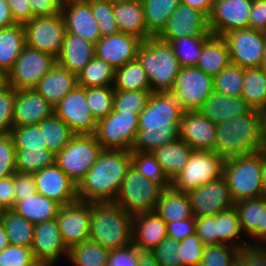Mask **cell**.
<instances>
[{
  "instance_id": "cell-1",
  "label": "cell",
  "mask_w": 266,
  "mask_h": 266,
  "mask_svg": "<svg viewBox=\"0 0 266 266\" xmlns=\"http://www.w3.org/2000/svg\"><path fill=\"white\" fill-rule=\"evenodd\" d=\"M131 167V151L103 149L77 185L78 200L114 202Z\"/></svg>"
},
{
  "instance_id": "cell-2",
  "label": "cell",
  "mask_w": 266,
  "mask_h": 266,
  "mask_svg": "<svg viewBox=\"0 0 266 266\" xmlns=\"http://www.w3.org/2000/svg\"><path fill=\"white\" fill-rule=\"evenodd\" d=\"M89 240L109 251L132 244L133 216L115 202H92Z\"/></svg>"
},
{
  "instance_id": "cell-3",
  "label": "cell",
  "mask_w": 266,
  "mask_h": 266,
  "mask_svg": "<svg viewBox=\"0 0 266 266\" xmlns=\"http://www.w3.org/2000/svg\"><path fill=\"white\" fill-rule=\"evenodd\" d=\"M263 150L258 110L216 124L215 152L224 158Z\"/></svg>"
},
{
  "instance_id": "cell-4",
  "label": "cell",
  "mask_w": 266,
  "mask_h": 266,
  "mask_svg": "<svg viewBox=\"0 0 266 266\" xmlns=\"http://www.w3.org/2000/svg\"><path fill=\"white\" fill-rule=\"evenodd\" d=\"M137 59L146 71L152 92H170L180 71L172 46L157 37L140 44Z\"/></svg>"
},
{
  "instance_id": "cell-5",
  "label": "cell",
  "mask_w": 266,
  "mask_h": 266,
  "mask_svg": "<svg viewBox=\"0 0 266 266\" xmlns=\"http://www.w3.org/2000/svg\"><path fill=\"white\" fill-rule=\"evenodd\" d=\"M261 168L262 150L225 158L223 177L234 202L264 195Z\"/></svg>"
},
{
  "instance_id": "cell-6",
  "label": "cell",
  "mask_w": 266,
  "mask_h": 266,
  "mask_svg": "<svg viewBox=\"0 0 266 266\" xmlns=\"http://www.w3.org/2000/svg\"><path fill=\"white\" fill-rule=\"evenodd\" d=\"M102 150L95 134H75L69 143L55 154V163L78 185Z\"/></svg>"
},
{
  "instance_id": "cell-7",
  "label": "cell",
  "mask_w": 266,
  "mask_h": 266,
  "mask_svg": "<svg viewBox=\"0 0 266 266\" xmlns=\"http://www.w3.org/2000/svg\"><path fill=\"white\" fill-rule=\"evenodd\" d=\"M163 189L160 184L145 178L131 166L114 202L131 216L153 212Z\"/></svg>"
},
{
  "instance_id": "cell-8",
  "label": "cell",
  "mask_w": 266,
  "mask_h": 266,
  "mask_svg": "<svg viewBox=\"0 0 266 266\" xmlns=\"http://www.w3.org/2000/svg\"><path fill=\"white\" fill-rule=\"evenodd\" d=\"M225 158L215 151L193 150L188 163L171 181V186L185 193L223 176Z\"/></svg>"
},
{
  "instance_id": "cell-9",
  "label": "cell",
  "mask_w": 266,
  "mask_h": 266,
  "mask_svg": "<svg viewBox=\"0 0 266 266\" xmlns=\"http://www.w3.org/2000/svg\"><path fill=\"white\" fill-rule=\"evenodd\" d=\"M213 92V77L196 66L180 68L170 91L183 111H199Z\"/></svg>"
},
{
  "instance_id": "cell-10",
  "label": "cell",
  "mask_w": 266,
  "mask_h": 266,
  "mask_svg": "<svg viewBox=\"0 0 266 266\" xmlns=\"http://www.w3.org/2000/svg\"><path fill=\"white\" fill-rule=\"evenodd\" d=\"M137 113L111 111L97 121L95 136L102 149L131 151L138 131Z\"/></svg>"
},
{
  "instance_id": "cell-11",
  "label": "cell",
  "mask_w": 266,
  "mask_h": 266,
  "mask_svg": "<svg viewBox=\"0 0 266 266\" xmlns=\"http://www.w3.org/2000/svg\"><path fill=\"white\" fill-rule=\"evenodd\" d=\"M183 110L170 92H152L138 118V130H179Z\"/></svg>"
},
{
  "instance_id": "cell-12",
  "label": "cell",
  "mask_w": 266,
  "mask_h": 266,
  "mask_svg": "<svg viewBox=\"0 0 266 266\" xmlns=\"http://www.w3.org/2000/svg\"><path fill=\"white\" fill-rule=\"evenodd\" d=\"M55 64V57L25 45L7 74V84L15 90L33 89Z\"/></svg>"
},
{
  "instance_id": "cell-13",
  "label": "cell",
  "mask_w": 266,
  "mask_h": 266,
  "mask_svg": "<svg viewBox=\"0 0 266 266\" xmlns=\"http://www.w3.org/2000/svg\"><path fill=\"white\" fill-rule=\"evenodd\" d=\"M228 45L231 64L242 68L261 67L266 33L251 28L235 29L222 36Z\"/></svg>"
},
{
  "instance_id": "cell-14",
  "label": "cell",
  "mask_w": 266,
  "mask_h": 266,
  "mask_svg": "<svg viewBox=\"0 0 266 266\" xmlns=\"http://www.w3.org/2000/svg\"><path fill=\"white\" fill-rule=\"evenodd\" d=\"M23 27L26 45L57 58L66 34L62 13L34 17Z\"/></svg>"
},
{
  "instance_id": "cell-15",
  "label": "cell",
  "mask_w": 266,
  "mask_h": 266,
  "mask_svg": "<svg viewBox=\"0 0 266 266\" xmlns=\"http://www.w3.org/2000/svg\"><path fill=\"white\" fill-rule=\"evenodd\" d=\"M54 113L75 134H95L97 121L86 101V88L76 85L55 107Z\"/></svg>"
},
{
  "instance_id": "cell-16",
  "label": "cell",
  "mask_w": 266,
  "mask_h": 266,
  "mask_svg": "<svg viewBox=\"0 0 266 266\" xmlns=\"http://www.w3.org/2000/svg\"><path fill=\"white\" fill-rule=\"evenodd\" d=\"M208 17L201 11L179 3L171 13L158 39L170 43L186 36H211Z\"/></svg>"
},
{
  "instance_id": "cell-17",
  "label": "cell",
  "mask_w": 266,
  "mask_h": 266,
  "mask_svg": "<svg viewBox=\"0 0 266 266\" xmlns=\"http://www.w3.org/2000/svg\"><path fill=\"white\" fill-rule=\"evenodd\" d=\"M253 0H214L208 16L212 35L223 36L235 29L248 28Z\"/></svg>"
},
{
  "instance_id": "cell-18",
  "label": "cell",
  "mask_w": 266,
  "mask_h": 266,
  "mask_svg": "<svg viewBox=\"0 0 266 266\" xmlns=\"http://www.w3.org/2000/svg\"><path fill=\"white\" fill-rule=\"evenodd\" d=\"M193 216H214L234 207L227 182L221 178L188 193Z\"/></svg>"
},
{
  "instance_id": "cell-19",
  "label": "cell",
  "mask_w": 266,
  "mask_h": 266,
  "mask_svg": "<svg viewBox=\"0 0 266 266\" xmlns=\"http://www.w3.org/2000/svg\"><path fill=\"white\" fill-rule=\"evenodd\" d=\"M90 217V202L77 200L60 207L56 220L68 249L89 239Z\"/></svg>"
},
{
  "instance_id": "cell-20",
  "label": "cell",
  "mask_w": 266,
  "mask_h": 266,
  "mask_svg": "<svg viewBox=\"0 0 266 266\" xmlns=\"http://www.w3.org/2000/svg\"><path fill=\"white\" fill-rule=\"evenodd\" d=\"M36 192L55 201L61 206L78 200L77 184H75L54 163L33 174Z\"/></svg>"
},
{
  "instance_id": "cell-21",
  "label": "cell",
  "mask_w": 266,
  "mask_h": 266,
  "mask_svg": "<svg viewBox=\"0 0 266 266\" xmlns=\"http://www.w3.org/2000/svg\"><path fill=\"white\" fill-rule=\"evenodd\" d=\"M31 249L35 259L51 266H55L62 256L68 257V248L63 242L56 218L35 224Z\"/></svg>"
},
{
  "instance_id": "cell-22",
  "label": "cell",
  "mask_w": 266,
  "mask_h": 266,
  "mask_svg": "<svg viewBox=\"0 0 266 266\" xmlns=\"http://www.w3.org/2000/svg\"><path fill=\"white\" fill-rule=\"evenodd\" d=\"M61 13L66 32L78 35L93 44L101 38L98 21L93 16L87 0H63Z\"/></svg>"
},
{
  "instance_id": "cell-23",
  "label": "cell",
  "mask_w": 266,
  "mask_h": 266,
  "mask_svg": "<svg viewBox=\"0 0 266 266\" xmlns=\"http://www.w3.org/2000/svg\"><path fill=\"white\" fill-rule=\"evenodd\" d=\"M143 41L136 36L119 32L101 37L95 44V56L112 67L119 68L137 59L138 49Z\"/></svg>"
},
{
  "instance_id": "cell-24",
  "label": "cell",
  "mask_w": 266,
  "mask_h": 266,
  "mask_svg": "<svg viewBox=\"0 0 266 266\" xmlns=\"http://www.w3.org/2000/svg\"><path fill=\"white\" fill-rule=\"evenodd\" d=\"M179 138L193 150L215 151L216 124L212 123L200 111H183Z\"/></svg>"
},
{
  "instance_id": "cell-25",
  "label": "cell",
  "mask_w": 266,
  "mask_h": 266,
  "mask_svg": "<svg viewBox=\"0 0 266 266\" xmlns=\"http://www.w3.org/2000/svg\"><path fill=\"white\" fill-rule=\"evenodd\" d=\"M53 114L54 106L34 89L15 90L13 127L38 124Z\"/></svg>"
},
{
  "instance_id": "cell-26",
  "label": "cell",
  "mask_w": 266,
  "mask_h": 266,
  "mask_svg": "<svg viewBox=\"0 0 266 266\" xmlns=\"http://www.w3.org/2000/svg\"><path fill=\"white\" fill-rule=\"evenodd\" d=\"M167 224L155 212L133 216L132 243L141 252L153 251L167 237Z\"/></svg>"
},
{
  "instance_id": "cell-27",
  "label": "cell",
  "mask_w": 266,
  "mask_h": 266,
  "mask_svg": "<svg viewBox=\"0 0 266 266\" xmlns=\"http://www.w3.org/2000/svg\"><path fill=\"white\" fill-rule=\"evenodd\" d=\"M95 44L66 32L56 64L76 75L93 59Z\"/></svg>"
},
{
  "instance_id": "cell-28",
  "label": "cell",
  "mask_w": 266,
  "mask_h": 266,
  "mask_svg": "<svg viewBox=\"0 0 266 266\" xmlns=\"http://www.w3.org/2000/svg\"><path fill=\"white\" fill-rule=\"evenodd\" d=\"M76 85L77 75L55 64L33 89L55 107Z\"/></svg>"
},
{
  "instance_id": "cell-29",
  "label": "cell",
  "mask_w": 266,
  "mask_h": 266,
  "mask_svg": "<svg viewBox=\"0 0 266 266\" xmlns=\"http://www.w3.org/2000/svg\"><path fill=\"white\" fill-rule=\"evenodd\" d=\"M252 108L241 96L213 92L199 110L212 123L219 124L248 113Z\"/></svg>"
},
{
  "instance_id": "cell-30",
  "label": "cell",
  "mask_w": 266,
  "mask_h": 266,
  "mask_svg": "<svg viewBox=\"0 0 266 266\" xmlns=\"http://www.w3.org/2000/svg\"><path fill=\"white\" fill-rule=\"evenodd\" d=\"M113 13L120 32L142 41L152 37L147 31L142 1L113 2Z\"/></svg>"
},
{
  "instance_id": "cell-31",
  "label": "cell",
  "mask_w": 266,
  "mask_h": 266,
  "mask_svg": "<svg viewBox=\"0 0 266 266\" xmlns=\"http://www.w3.org/2000/svg\"><path fill=\"white\" fill-rule=\"evenodd\" d=\"M230 64L231 59L226 40L222 36L211 35L204 42L196 67L214 78Z\"/></svg>"
},
{
  "instance_id": "cell-32",
  "label": "cell",
  "mask_w": 266,
  "mask_h": 266,
  "mask_svg": "<svg viewBox=\"0 0 266 266\" xmlns=\"http://www.w3.org/2000/svg\"><path fill=\"white\" fill-rule=\"evenodd\" d=\"M154 211L166 224L193 217L188 194L172 186L162 190Z\"/></svg>"
},
{
  "instance_id": "cell-33",
  "label": "cell",
  "mask_w": 266,
  "mask_h": 266,
  "mask_svg": "<svg viewBox=\"0 0 266 266\" xmlns=\"http://www.w3.org/2000/svg\"><path fill=\"white\" fill-rule=\"evenodd\" d=\"M193 148L181 138L155 149L152 154L172 181L188 163Z\"/></svg>"
},
{
  "instance_id": "cell-34",
  "label": "cell",
  "mask_w": 266,
  "mask_h": 266,
  "mask_svg": "<svg viewBox=\"0 0 266 266\" xmlns=\"http://www.w3.org/2000/svg\"><path fill=\"white\" fill-rule=\"evenodd\" d=\"M60 207V204L36 192L22 201H15L12 210L35 225L56 218Z\"/></svg>"
},
{
  "instance_id": "cell-35",
  "label": "cell",
  "mask_w": 266,
  "mask_h": 266,
  "mask_svg": "<svg viewBox=\"0 0 266 266\" xmlns=\"http://www.w3.org/2000/svg\"><path fill=\"white\" fill-rule=\"evenodd\" d=\"M25 45L23 24L0 29V69L5 74L13 68Z\"/></svg>"
},
{
  "instance_id": "cell-36",
  "label": "cell",
  "mask_w": 266,
  "mask_h": 266,
  "mask_svg": "<svg viewBox=\"0 0 266 266\" xmlns=\"http://www.w3.org/2000/svg\"><path fill=\"white\" fill-rule=\"evenodd\" d=\"M234 208L237 211L244 235L247 238H254L256 242L252 245H257L258 226H262L263 211L265 210V195L235 201Z\"/></svg>"
},
{
  "instance_id": "cell-37",
  "label": "cell",
  "mask_w": 266,
  "mask_h": 266,
  "mask_svg": "<svg viewBox=\"0 0 266 266\" xmlns=\"http://www.w3.org/2000/svg\"><path fill=\"white\" fill-rule=\"evenodd\" d=\"M241 97L255 110L266 107V70L262 67L245 68Z\"/></svg>"
},
{
  "instance_id": "cell-38",
  "label": "cell",
  "mask_w": 266,
  "mask_h": 266,
  "mask_svg": "<svg viewBox=\"0 0 266 266\" xmlns=\"http://www.w3.org/2000/svg\"><path fill=\"white\" fill-rule=\"evenodd\" d=\"M179 3L180 0H142L147 31L152 37L162 32Z\"/></svg>"
},
{
  "instance_id": "cell-39",
  "label": "cell",
  "mask_w": 266,
  "mask_h": 266,
  "mask_svg": "<svg viewBox=\"0 0 266 266\" xmlns=\"http://www.w3.org/2000/svg\"><path fill=\"white\" fill-rule=\"evenodd\" d=\"M217 234L218 245L226 244L241 250L245 246L252 245L253 243V241L246 242V239L243 240V238L241 241L238 240L244 233L234 207L217 214Z\"/></svg>"
},
{
  "instance_id": "cell-40",
  "label": "cell",
  "mask_w": 266,
  "mask_h": 266,
  "mask_svg": "<svg viewBox=\"0 0 266 266\" xmlns=\"http://www.w3.org/2000/svg\"><path fill=\"white\" fill-rule=\"evenodd\" d=\"M110 251L92 240L68 249L67 260L74 266H107Z\"/></svg>"
},
{
  "instance_id": "cell-41",
  "label": "cell",
  "mask_w": 266,
  "mask_h": 266,
  "mask_svg": "<svg viewBox=\"0 0 266 266\" xmlns=\"http://www.w3.org/2000/svg\"><path fill=\"white\" fill-rule=\"evenodd\" d=\"M114 90H151L146 71L138 59L115 69Z\"/></svg>"
},
{
  "instance_id": "cell-42",
  "label": "cell",
  "mask_w": 266,
  "mask_h": 266,
  "mask_svg": "<svg viewBox=\"0 0 266 266\" xmlns=\"http://www.w3.org/2000/svg\"><path fill=\"white\" fill-rule=\"evenodd\" d=\"M10 244L32 247L34 224L18 215L14 210H3L1 221Z\"/></svg>"
},
{
  "instance_id": "cell-43",
  "label": "cell",
  "mask_w": 266,
  "mask_h": 266,
  "mask_svg": "<svg viewBox=\"0 0 266 266\" xmlns=\"http://www.w3.org/2000/svg\"><path fill=\"white\" fill-rule=\"evenodd\" d=\"M114 81L115 68L96 56L77 74V85L85 88L114 86Z\"/></svg>"
},
{
  "instance_id": "cell-44",
  "label": "cell",
  "mask_w": 266,
  "mask_h": 266,
  "mask_svg": "<svg viewBox=\"0 0 266 266\" xmlns=\"http://www.w3.org/2000/svg\"><path fill=\"white\" fill-rule=\"evenodd\" d=\"M38 124L43 132L47 149L54 154L60 152L75 135L69 126L55 113Z\"/></svg>"
},
{
  "instance_id": "cell-45",
  "label": "cell",
  "mask_w": 266,
  "mask_h": 266,
  "mask_svg": "<svg viewBox=\"0 0 266 266\" xmlns=\"http://www.w3.org/2000/svg\"><path fill=\"white\" fill-rule=\"evenodd\" d=\"M131 166L145 178L155 181L163 188L171 186L162 166L151 152L131 151Z\"/></svg>"
},
{
  "instance_id": "cell-46",
  "label": "cell",
  "mask_w": 266,
  "mask_h": 266,
  "mask_svg": "<svg viewBox=\"0 0 266 266\" xmlns=\"http://www.w3.org/2000/svg\"><path fill=\"white\" fill-rule=\"evenodd\" d=\"M16 172L36 173L55 163V154L48 149H16Z\"/></svg>"
},
{
  "instance_id": "cell-47",
  "label": "cell",
  "mask_w": 266,
  "mask_h": 266,
  "mask_svg": "<svg viewBox=\"0 0 266 266\" xmlns=\"http://www.w3.org/2000/svg\"><path fill=\"white\" fill-rule=\"evenodd\" d=\"M210 36H186L172 40L169 44L174 50L180 67L196 66L201 56L204 42Z\"/></svg>"
},
{
  "instance_id": "cell-48",
  "label": "cell",
  "mask_w": 266,
  "mask_h": 266,
  "mask_svg": "<svg viewBox=\"0 0 266 266\" xmlns=\"http://www.w3.org/2000/svg\"><path fill=\"white\" fill-rule=\"evenodd\" d=\"M245 69L230 64L213 78L214 92L227 96H241Z\"/></svg>"
},
{
  "instance_id": "cell-49",
  "label": "cell",
  "mask_w": 266,
  "mask_h": 266,
  "mask_svg": "<svg viewBox=\"0 0 266 266\" xmlns=\"http://www.w3.org/2000/svg\"><path fill=\"white\" fill-rule=\"evenodd\" d=\"M179 138V130H138L131 151L153 152Z\"/></svg>"
},
{
  "instance_id": "cell-50",
  "label": "cell",
  "mask_w": 266,
  "mask_h": 266,
  "mask_svg": "<svg viewBox=\"0 0 266 266\" xmlns=\"http://www.w3.org/2000/svg\"><path fill=\"white\" fill-rule=\"evenodd\" d=\"M113 98V86L86 88V101L96 121L106 117L112 111Z\"/></svg>"
},
{
  "instance_id": "cell-51",
  "label": "cell",
  "mask_w": 266,
  "mask_h": 266,
  "mask_svg": "<svg viewBox=\"0 0 266 266\" xmlns=\"http://www.w3.org/2000/svg\"><path fill=\"white\" fill-rule=\"evenodd\" d=\"M151 90H114L112 110L116 112L141 113L146 108Z\"/></svg>"
},
{
  "instance_id": "cell-52",
  "label": "cell",
  "mask_w": 266,
  "mask_h": 266,
  "mask_svg": "<svg viewBox=\"0 0 266 266\" xmlns=\"http://www.w3.org/2000/svg\"><path fill=\"white\" fill-rule=\"evenodd\" d=\"M10 134L16 149H47L39 124L14 126L11 128Z\"/></svg>"
},
{
  "instance_id": "cell-53",
  "label": "cell",
  "mask_w": 266,
  "mask_h": 266,
  "mask_svg": "<svg viewBox=\"0 0 266 266\" xmlns=\"http://www.w3.org/2000/svg\"><path fill=\"white\" fill-rule=\"evenodd\" d=\"M90 3L93 16L98 21L101 37L119 33L113 13L112 0H87Z\"/></svg>"
},
{
  "instance_id": "cell-54",
  "label": "cell",
  "mask_w": 266,
  "mask_h": 266,
  "mask_svg": "<svg viewBox=\"0 0 266 266\" xmlns=\"http://www.w3.org/2000/svg\"><path fill=\"white\" fill-rule=\"evenodd\" d=\"M240 249L226 244L205 245L199 266H230Z\"/></svg>"
},
{
  "instance_id": "cell-55",
  "label": "cell",
  "mask_w": 266,
  "mask_h": 266,
  "mask_svg": "<svg viewBox=\"0 0 266 266\" xmlns=\"http://www.w3.org/2000/svg\"><path fill=\"white\" fill-rule=\"evenodd\" d=\"M205 245L196 235H190L179 242L177 250L181 266H199L203 257Z\"/></svg>"
},
{
  "instance_id": "cell-56",
  "label": "cell",
  "mask_w": 266,
  "mask_h": 266,
  "mask_svg": "<svg viewBox=\"0 0 266 266\" xmlns=\"http://www.w3.org/2000/svg\"><path fill=\"white\" fill-rule=\"evenodd\" d=\"M16 148L10 133H0V179L16 172Z\"/></svg>"
},
{
  "instance_id": "cell-57",
  "label": "cell",
  "mask_w": 266,
  "mask_h": 266,
  "mask_svg": "<svg viewBox=\"0 0 266 266\" xmlns=\"http://www.w3.org/2000/svg\"><path fill=\"white\" fill-rule=\"evenodd\" d=\"M34 260L31 247L9 244L0 251V266H27Z\"/></svg>"
},
{
  "instance_id": "cell-58",
  "label": "cell",
  "mask_w": 266,
  "mask_h": 266,
  "mask_svg": "<svg viewBox=\"0 0 266 266\" xmlns=\"http://www.w3.org/2000/svg\"><path fill=\"white\" fill-rule=\"evenodd\" d=\"M15 89L8 84L0 89V133H10L13 127Z\"/></svg>"
},
{
  "instance_id": "cell-59",
  "label": "cell",
  "mask_w": 266,
  "mask_h": 266,
  "mask_svg": "<svg viewBox=\"0 0 266 266\" xmlns=\"http://www.w3.org/2000/svg\"><path fill=\"white\" fill-rule=\"evenodd\" d=\"M178 248V241L166 237L150 253L161 266H181L179 263V254L177 252Z\"/></svg>"
},
{
  "instance_id": "cell-60",
  "label": "cell",
  "mask_w": 266,
  "mask_h": 266,
  "mask_svg": "<svg viewBox=\"0 0 266 266\" xmlns=\"http://www.w3.org/2000/svg\"><path fill=\"white\" fill-rule=\"evenodd\" d=\"M195 234L204 245H218L217 215L196 217Z\"/></svg>"
},
{
  "instance_id": "cell-61",
  "label": "cell",
  "mask_w": 266,
  "mask_h": 266,
  "mask_svg": "<svg viewBox=\"0 0 266 266\" xmlns=\"http://www.w3.org/2000/svg\"><path fill=\"white\" fill-rule=\"evenodd\" d=\"M141 251L132 243L110 251L107 266H138Z\"/></svg>"
},
{
  "instance_id": "cell-62",
  "label": "cell",
  "mask_w": 266,
  "mask_h": 266,
  "mask_svg": "<svg viewBox=\"0 0 266 266\" xmlns=\"http://www.w3.org/2000/svg\"><path fill=\"white\" fill-rule=\"evenodd\" d=\"M15 186V201H22L23 198L36 193L35 179L32 173L15 172L13 174Z\"/></svg>"
},
{
  "instance_id": "cell-63",
  "label": "cell",
  "mask_w": 266,
  "mask_h": 266,
  "mask_svg": "<svg viewBox=\"0 0 266 266\" xmlns=\"http://www.w3.org/2000/svg\"><path fill=\"white\" fill-rule=\"evenodd\" d=\"M167 237L180 242L186 237L195 234V217L167 223Z\"/></svg>"
},
{
  "instance_id": "cell-64",
  "label": "cell",
  "mask_w": 266,
  "mask_h": 266,
  "mask_svg": "<svg viewBox=\"0 0 266 266\" xmlns=\"http://www.w3.org/2000/svg\"><path fill=\"white\" fill-rule=\"evenodd\" d=\"M238 256L245 266H266L265 245H247L239 251Z\"/></svg>"
},
{
  "instance_id": "cell-65",
  "label": "cell",
  "mask_w": 266,
  "mask_h": 266,
  "mask_svg": "<svg viewBox=\"0 0 266 266\" xmlns=\"http://www.w3.org/2000/svg\"><path fill=\"white\" fill-rule=\"evenodd\" d=\"M32 11V18L52 16L61 13L63 0H28Z\"/></svg>"
},
{
  "instance_id": "cell-66",
  "label": "cell",
  "mask_w": 266,
  "mask_h": 266,
  "mask_svg": "<svg viewBox=\"0 0 266 266\" xmlns=\"http://www.w3.org/2000/svg\"><path fill=\"white\" fill-rule=\"evenodd\" d=\"M248 28L266 33V0H253Z\"/></svg>"
},
{
  "instance_id": "cell-67",
  "label": "cell",
  "mask_w": 266,
  "mask_h": 266,
  "mask_svg": "<svg viewBox=\"0 0 266 266\" xmlns=\"http://www.w3.org/2000/svg\"><path fill=\"white\" fill-rule=\"evenodd\" d=\"M15 205V186L13 176L0 179V208L13 209Z\"/></svg>"
},
{
  "instance_id": "cell-68",
  "label": "cell",
  "mask_w": 266,
  "mask_h": 266,
  "mask_svg": "<svg viewBox=\"0 0 266 266\" xmlns=\"http://www.w3.org/2000/svg\"><path fill=\"white\" fill-rule=\"evenodd\" d=\"M6 1L17 24H24L32 19V11L28 0Z\"/></svg>"
},
{
  "instance_id": "cell-69",
  "label": "cell",
  "mask_w": 266,
  "mask_h": 266,
  "mask_svg": "<svg viewBox=\"0 0 266 266\" xmlns=\"http://www.w3.org/2000/svg\"><path fill=\"white\" fill-rule=\"evenodd\" d=\"M6 0H0V29L16 25Z\"/></svg>"
},
{
  "instance_id": "cell-70",
  "label": "cell",
  "mask_w": 266,
  "mask_h": 266,
  "mask_svg": "<svg viewBox=\"0 0 266 266\" xmlns=\"http://www.w3.org/2000/svg\"><path fill=\"white\" fill-rule=\"evenodd\" d=\"M213 1L214 0H180V3L199 10L208 17L212 10Z\"/></svg>"
},
{
  "instance_id": "cell-71",
  "label": "cell",
  "mask_w": 266,
  "mask_h": 266,
  "mask_svg": "<svg viewBox=\"0 0 266 266\" xmlns=\"http://www.w3.org/2000/svg\"><path fill=\"white\" fill-rule=\"evenodd\" d=\"M260 117V136L262 140V147L266 150V107L258 110Z\"/></svg>"
},
{
  "instance_id": "cell-72",
  "label": "cell",
  "mask_w": 266,
  "mask_h": 266,
  "mask_svg": "<svg viewBox=\"0 0 266 266\" xmlns=\"http://www.w3.org/2000/svg\"><path fill=\"white\" fill-rule=\"evenodd\" d=\"M138 266H161L150 252H141Z\"/></svg>"
},
{
  "instance_id": "cell-73",
  "label": "cell",
  "mask_w": 266,
  "mask_h": 266,
  "mask_svg": "<svg viewBox=\"0 0 266 266\" xmlns=\"http://www.w3.org/2000/svg\"><path fill=\"white\" fill-rule=\"evenodd\" d=\"M266 244V196H265V210L263 211L262 226H258V241L257 245Z\"/></svg>"
},
{
  "instance_id": "cell-74",
  "label": "cell",
  "mask_w": 266,
  "mask_h": 266,
  "mask_svg": "<svg viewBox=\"0 0 266 266\" xmlns=\"http://www.w3.org/2000/svg\"><path fill=\"white\" fill-rule=\"evenodd\" d=\"M261 179H262L264 195L266 196V150L264 149L262 150Z\"/></svg>"
},
{
  "instance_id": "cell-75",
  "label": "cell",
  "mask_w": 266,
  "mask_h": 266,
  "mask_svg": "<svg viewBox=\"0 0 266 266\" xmlns=\"http://www.w3.org/2000/svg\"><path fill=\"white\" fill-rule=\"evenodd\" d=\"M10 244L4 226L0 222V251L5 249Z\"/></svg>"
},
{
  "instance_id": "cell-76",
  "label": "cell",
  "mask_w": 266,
  "mask_h": 266,
  "mask_svg": "<svg viewBox=\"0 0 266 266\" xmlns=\"http://www.w3.org/2000/svg\"><path fill=\"white\" fill-rule=\"evenodd\" d=\"M7 85V74L0 69V89Z\"/></svg>"
},
{
  "instance_id": "cell-77",
  "label": "cell",
  "mask_w": 266,
  "mask_h": 266,
  "mask_svg": "<svg viewBox=\"0 0 266 266\" xmlns=\"http://www.w3.org/2000/svg\"><path fill=\"white\" fill-rule=\"evenodd\" d=\"M27 266H51L49 263L35 259Z\"/></svg>"
},
{
  "instance_id": "cell-78",
  "label": "cell",
  "mask_w": 266,
  "mask_h": 266,
  "mask_svg": "<svg viewBox=\"0 0 266 266\" xmlns=\"http://www.w3.org/2000/svg\"><path fill=\"white\" fill-rule=\"evenodd\" d=\"M230 266H245V263L239 256H237Z\"/></svg>"
},
{
  "instance_id": "cell-79",
  "label": "cell",
  "mask_w": 266,
  "mask_h": 266,
  "mask_svg": "<svg viewBox=\"0 0 266 266\" xmlns=\"http://www.w3.org/2000/svg\"><path fill=\"white\" fill-rule=\"evenodd\" d=\"M261 67L266 70V44H265V50H264V59H263V63Z\"/></svg>"
},
{
  "instance_id": "cell-80",
  "label": "cell",
  "mask_w": 266,
  "mask_h": 266,
  "mask_svg": "<svg viewBox=\"0 0 266 266\" xmlns=\"http://www.w3.org/2000/svg\"><path fill=\"white\" fill-rule=\"evenodd\" d=\"M113 2L142 1V0H112Z\"/></svg>"
}]
</instances>
